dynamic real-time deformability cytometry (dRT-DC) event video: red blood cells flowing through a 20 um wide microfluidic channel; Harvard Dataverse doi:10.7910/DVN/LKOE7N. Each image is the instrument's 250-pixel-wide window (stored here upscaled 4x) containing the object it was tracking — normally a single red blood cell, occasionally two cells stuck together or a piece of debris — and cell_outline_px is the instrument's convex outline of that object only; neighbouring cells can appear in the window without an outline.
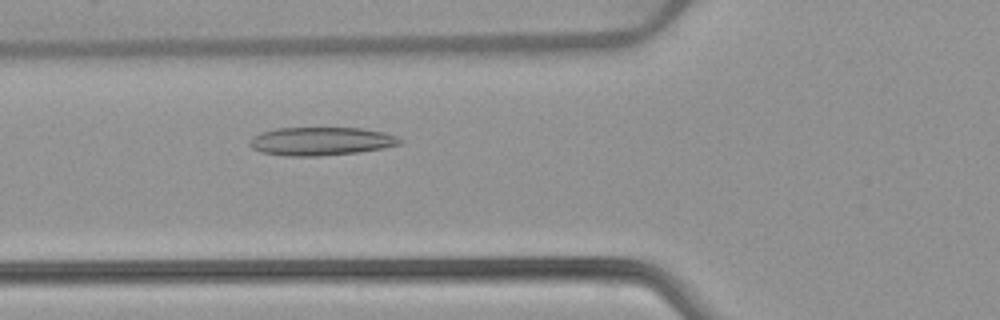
{"species": "common noctule bat (a hibernating species)", "species_latin": "Nyctalus noctula", "temperature_condition": "warm", "stored_images_in_passage": 52, "camera_frame_rate_fps": 3000, "um_per_image_px": 0.085, "animal": {"sex": "female", "body_mass_g": 22.7, "forearm_length_mm": 54.2}, "frame": {"image": 1, "passage_image": 19, "time_ms": 6.0, "image_size_px": [1000, 320], "cell_outline_px": [[404, 140], [400, 144], [384, 148], [360, 152], [320, 156], [284, 156], [260, 152], [252, 148], [248, 144], [248, 140], [252, 136], [260, 132], [276, 128], [360, 128], [384, 132], [396, 136]], "centroid_in_image_um": [27.25, 12.01], "position_along_channel_um": 98.6, "area_um2": 25.09}}
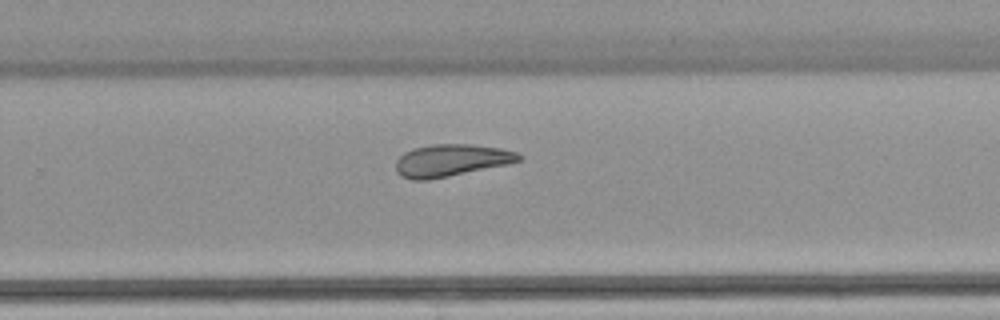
{"frame": {"image": 2, "passage_image": 34, "time_ms": 11.0, "image_size_px": [1000, 320], "cell_outline_px": [[524, 156], [520, 160], [508, 164], [428, 180], [412, 180], [400, 176], [396, 172], [396, 160], [404, 152], [412, 148], [432, 144], [472, 144], [500, 148], [516, 152]], "centroid_in_image_um": [38.32, 13.62], "position_along_channel_um": 291.5, "area_um2": 23.12}}
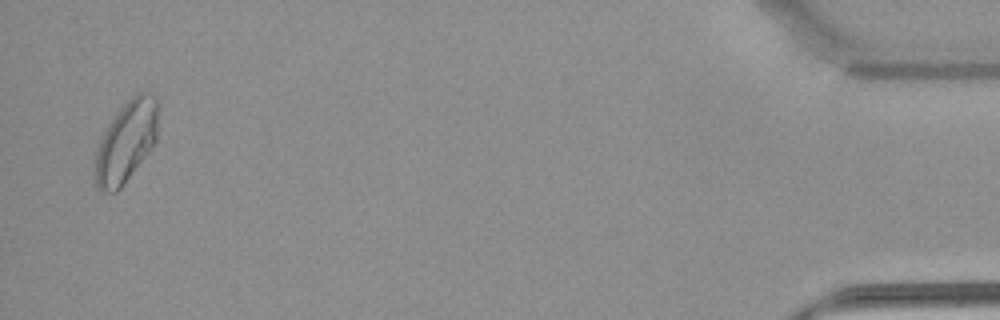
{"frame": {"image": 3, "passage_image": 51, "time_ms": 16.667, "image_size_px": [1000, 320], "cell_outline_px": [[160, 104], [156, 140], [148, 152], [124, 184], [116, 192], [100, 192], [96, 188], [96, 148], [108, 124], [120, 108], [132, 96], [140, 92], [152, 92], [156, 96]], "centroid_in_image_um": [10.76, 12.0], "position_along_channel_um": 424.4, "area_um2": 29.94}, "authors_computed_cell_mechanics": {"area_um2": 25.8366, "velocity_mm_per_s": 3.8555, "shape_relaxation_time_tau1_ms": null, "shape_relaxation_time_tau2_ms": 4.3545, "deformation_change_tau1": null, "deformation_change_tau2": 0.1186}}